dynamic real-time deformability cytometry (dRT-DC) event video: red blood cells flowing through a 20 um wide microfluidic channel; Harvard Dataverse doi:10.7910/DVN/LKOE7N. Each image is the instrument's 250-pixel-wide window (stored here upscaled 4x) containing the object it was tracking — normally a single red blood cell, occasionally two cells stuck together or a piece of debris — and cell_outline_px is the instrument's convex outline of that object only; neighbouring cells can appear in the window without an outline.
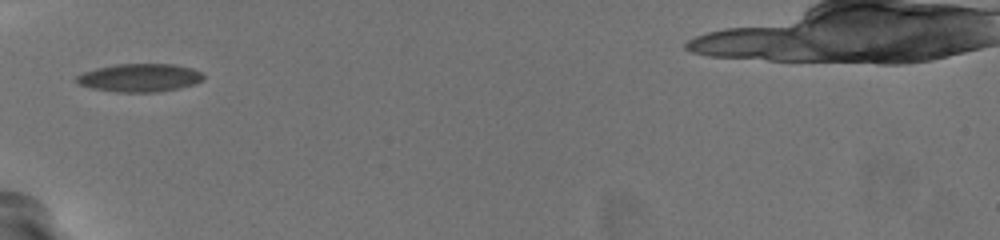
{"species": "common noctule bat (a hibernating species)", "species_latin": "Nyctalus noctula", "temperature_condition": "warm", "stored_images_in_passage": 34, "camera_frame_rate_fps": 3000, "um_per_image_px": 0.085, "animal": {"sex": "female", "body_mass_g": 19.5, "forearm_length_mm": 54.1}, "frame": {"image": 1, "passage_image": 1, "time_ms": 0.0, "image_size_px": [1000, 240], "cell_outline_px": [[204, 76], [200, 80], [192, 84], [180, 88], [156, 92], [116, 92], [92, 88], [80, 84], [76, 80], [76, 76], [84, 72], [96, 68], [116, 64], [176, 64], [192, 68], [200, 72]], "centroid_in_image_um": [11.86, 6.6], "position_along_channel_um": 73.1, "area_um2": 20.63}}
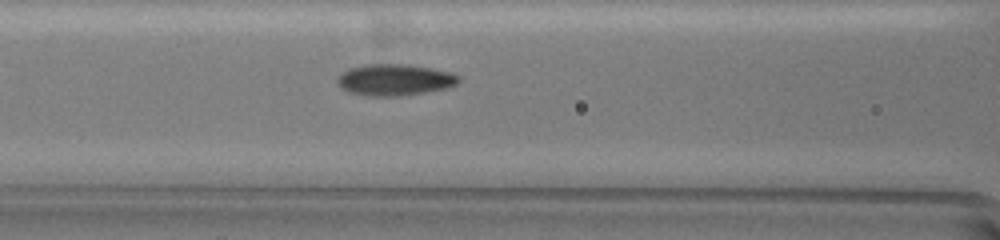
{"frame": {"image": 2, "passage_image": 6, "time_ms": 1.667, "image_size_px": [1000, 240], "cell_outline_px": [[460, 80], [456, 84], [444, 88], [424, 92], [396, 96], [372, 96], [352, 92], [344, 88], [336, 80], [344, 72], [352, 68], [364, 64], [404, 64], [428, 68], [448, 72], [460, 76]], "centroid_in_image_um": [33.57, 6.78], "position_along_channel_um": 133.0, "area_um2": 21.5}}
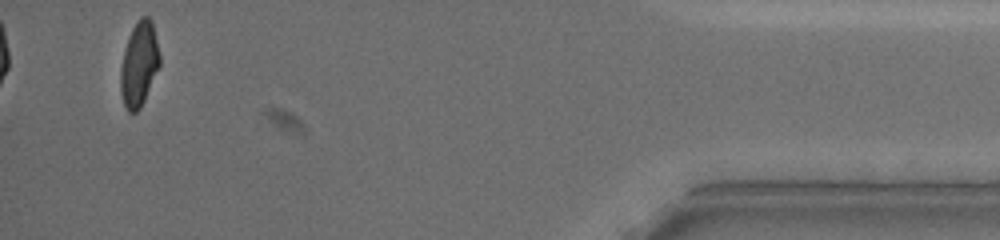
{"frame": {"image": 3, "passage_image": 34, "time_ms": 11.0, "image_size_px": [1000, 240], "cell_outline_px": [[160, 64], [144, 100], [140, 108], [136, 112], [128, 112], [124, 104], [120, 92], [120, 68], [128, 36], [132, 28], [140, 16], [148, 16], [152, 20], [160, 56]], "centroid_in_image_um": [11.81, 5.43], "position_along_channel_um": 423.4, "area_um2": 19.25}, "authors_computed_cell_mechanics": {"area_um2": 20.519, "velocity_mm_per_s": 3.7589, "shape_relaxation_time_tau1_ms": 4.7234, "shape_relaxation_time_tau2_ms": 1.3819, "deformation_change_tau1": 0.1689, "deformation_change_tau2": 0.0616}}